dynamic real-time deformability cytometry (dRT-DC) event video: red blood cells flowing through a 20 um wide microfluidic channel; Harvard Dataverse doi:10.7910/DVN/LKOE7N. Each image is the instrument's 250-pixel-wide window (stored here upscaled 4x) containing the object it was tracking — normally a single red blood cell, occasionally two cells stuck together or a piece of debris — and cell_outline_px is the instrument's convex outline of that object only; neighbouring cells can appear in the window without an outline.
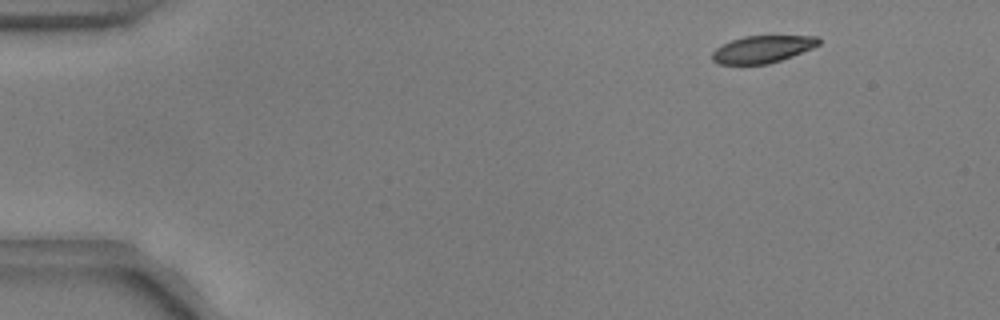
{"species": "common noctule bat (a hibernating species)", "species_latin": "Nyctalus noctula", "temperature_condition": "warm", "stored_images_in_passage": 51, "camera_frame_rate_fps": 3000, "um_per_image_px": 0.085, "animal": {"sex": "male", "body_mass_g": 17.9, "forearm_length_mm": 54.2}, "frame": {"image": 1, "passage_image": 3, "time_ms": 0.667, "image_size_px": [1000, 320], "cell_outline_px": [[820, 44], [812, 48], [792, 56], [768, 64], [716, 64], [712, 60], [712, 52], [716, 48], [732, 40], [744, 36], [816, 36], [820, 40]], "centroid_in_image_um": [64.79, 4.19], "position_along_channel_um": 20.2, "area_um2": 16.76}}
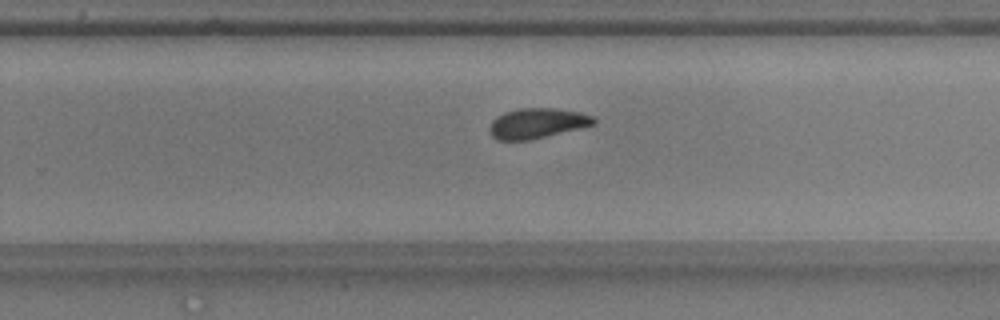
{"frame": {"image": 2, "passage_image": 32, "time_ms": 10.333, "image_size_px": [1000, 320], "cell_outline_px": [[596, 124], [532, 140], [496, 140], [488, 132], [488, 128], [492, 120], [496, 116], [504, 112], [520, 108], [556, 108], [580, 112], [592, 116], [596, 120]], "centroid_in_image_um": [45.62, 10.48], "position_along_channel_um": 284.2, "area_um2": 18.55}}
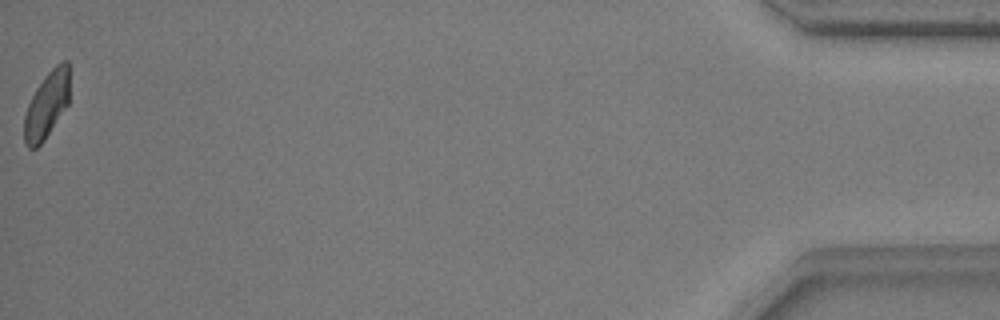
{"frame": {"image": 3, "passage_image": 51, "time_ms": 16.667, "image_size_px": [1000, 320], "cell_outline_px": [[68, 104], [44, 140], [36, 148], [28, 148], [24, 144], [24, 116], [28, 104], [36, 88], [44, 76], [56, 64], [64, 60], [68, 60]], "centroid_in_image_um": [3.95, 8.93], "position_along_channel_um": 431.3, "area_um2": 17.4}, "authors_computed_cell_mechanics": {"area_um2": 18.6116, "velocity_mm_per_s": 3.7475, "shape_relaxation_time_tau1_ms": 5.0254, "shape_relaxation_time_tau2_ms": 1.4705, "deformation_change_tau1": 0.1524, "deformation_change_tau2": 0.0711}}